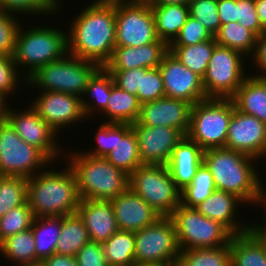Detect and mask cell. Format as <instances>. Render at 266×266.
<instances>
[{
  "label": "cell",
  "instance_id": "6da1fadb",
  "mask_svg": "<svg viewBox=\"0 0 266 266\" xmlns=\"http://www.w3.org/2000/svg\"><path fill=\"white\" fill-rule=\"evenodd\" d=\"M78 14L66 31L68 53L104 67L116 46L115 0H96Z\"/></svg>",
  "mask_w": 266,
  "mask_h": 266
},
{
  "label": "cell",
  "instance_id": "7a4b0ae2",
  "mask_svg": "<svg viewBox=\"0 0 266 266\" xmlns=\"http://www.w3.org/2000/svg\"><path fill=\"white\" fill-rule=\"evenodd\" d=\"M66 166L61 172L44 168L27 178V202L34 217H63L77 213L81 199L76 177L71 167Z\"/></svg>",
  "mask_w": 266,
  "mask_h": 266
},
{
  "label": "cell",
  "instance_id": "3957f363",
  "mask_svg": "<svg viewBox=\"0 0 266 266\" xmlns=\"http://www.w3.org/2000/svg\"><path fill=\"white\" fill-rule=\"evenodd\" d=\"M258 160L228 148L204 150L203 163L213 176L216 190L232 193L244 204L257 205L260 175L254 167Z\"/></svg>",
  "mask_w": 266,
  "mask_h": 266
},
{
  "label": "cell",
  "instance_id": "277c9868",
  "mask_svg": "<svg viewBox=\"0 0 266 266\" xmlns=\"http://www.w3.org/2000/svg\"><path fill=\"white\" fill-rule=\"evenodd\" d=\"M66 158L75 174L80 199L112 200L129 188V175L104 157L70 150Z\"/></svg>",
  "mask_w": 266,
  "mask_h": 266
},
{
  "label": "cell",
  "instance_id": "5b68a950",
  "mask_svg": "<svg viewBox=\"0 0 266 266\" xmlns=\"http://www.w3.org/2000/svg\"><path fill=\"white\" fill-rule=\"evenodd\" d=\"M22 27L21 24L12 57L18 70L25 65L24 81L40 66L68 54V33L56 29V26H37L27 30Z\"/></svg>",
  "mask_w": 266,
  "mask_h": 266
},
{
  "label": "cell",
  "instance_id": "8992f818",
  "mask_svg": "<svg viewBox=\"0 0 266 266\" xmlns=\"http://www.w3.org/2000/svg\"><path fill=\"white\" fill-rule=\"evenodd\" d=\"M99 68L95 62L68 53L59 60L40 66L25 82L42 89L40 91L63 92L84 98L88 82Z\"/></svg>",
  "mask_w": 266,
  "mask_h": 266
},
{
  "label": "cell",
  "instance_id": "52a82bcc",
  "mask_svg": "<svg viewBox=\"0 0 266 266\" xmlns=\"http://www.w3.org/2000/svg\"><path fill=\"white\" fill-rule=\"evenodd\" d=\"M234 109L231 99L207 98L195 103L186 136L203 150L224 148Z\"/></svg>",
  "mask_w": 266,
  "mask_h": 266
},
{
  "label": "cell",
  "instance_id": "ba28073f",
  "mask_svg": "<svg viewBox=\"0 0 266 266\" xmlns=\"http://www.w3.org/2000/svg\"><path fill=\"white\" fill-rule=\"evenodd\" d=\"M129 188L161 217H170L180 204L181 191L164 165H140L129 175Z\"/></svg>",
  "mask_w": 266,
  "mask_h": 266
},
{
  "label": "cell",
  "instance_id": "9c48e42d",
  "mask_svg": "<svg viewBox=\"0 0 266 266\" xmlns=\"http://www.w3.org/2000/svg\"><path fill=\"white\" fill-rule=\"evenodd\" d=\"M170 218L175 225L180 250L224 246L233 236L220 222L182 204H179Z\"/></svg>",
  "mask_w": 266,
  "mask_h": 266
},
{
  "label": "cell",
  "instance_id": "30bf717a",
  "mask_svg": "<svg viewBox=\"0 0 266 266\" xmlns=\"http://www.w3.org/2000/svg\"><path fill=\"white\" fill-rule=\"evenodd\" d=\"M50 164L39 149L21 139L7 120L0 121V176L30 178Z\"/></svg>",
  "mask_w": 266,
  "mask_h": 266
},
{
  "label": "cell",
  "instance_id": "8fae6325",
  "mask_svg": "<svg viewBox=\"0 0 266 266\" xmlns=\"http://www.w3.org/2000/svg\"><path fill=\"white\" fill-rule=\"evenodd\" d=\"M242 53L215 45L202 83L207 98L231 99L246 75Z\"/></svg>",
  "mask_w": 266,
  "mask_h": 266
},
{
  "label": "cell",
  "instance_id": "7c38bea8",
  "mask_svg": "<svg viewBox=\"0 0 266 266\" xmlns=\"http://www.w3.org/2000/svg\"><path fill=\"white\" fill-rule=\"evenodd\" d=\"M180 248L175 225L161 217L153 225L135 232V262L176 266Z\"/></svg>",
  "mask_w": 266,
  "mask_h": 266
},
{
  "label": "cell",
  "instance_id": "4fadbf2b",
  "mask_svg": "<svg viewBox=\"0 0 266 266\" xmlns=\"http://www.w3.org/2000/svg\"><path fill=\"white\" fill-rule=\"evenodd\" d=\"M116 46L139 47L160 40L149 3L115 0Z\"/></svg>",
  "mask_w": 266,
  "mask_h": 266
},
{
  "label": "cell",
  "instance_id": "5bb4252c",
  "mask_svg": "<svg viewBox=\"0 0 266 266\" xmlns=\"http://www.w3.org/2000/svg\"><path fill=\"white\" fill-rule=\"evenodd\" d=\"M6 120L22 140L39 149L52 163L59 158L62 149L55 139L58 133L31 106L23 111H15V108L12 110L10 107Z\"/></svg>",
  "mask_w": 266,
  "mask_h": 266
},
{
  "label": "cell",
  "instance_id": "9a60e30c",
  "mask_svg": "<svg viewBox=\"0 0 266 266\" xmlns=\"http://www.w3.org/2000/svg\"><path fill=\"white\" fill-rule=\"evenodd\" d=\"M39 94L31 107L57 133L86 118L81 97L56 91H41Z\"/></svg>",
  "mask_w": 266,
  "mask_h": 266
},
{
  "label": "cell",
  "instance_id": "2e32d148",
  "mask_svg": "<svg viewBox=\"0 0 266 266\" xmlns=\"http://www.w3.org/2000/svg\"><path fill=\"white\" fill-rule=\"evenodd\" d=\"M225 148L257 160L266 157V124L234 109L229 121Z\"/></svg>",
  "mask_w": 266,
  "mask_h": 266
},
{
  "label": "cell",
  "instance_id": "e0dca14e",
  "mask_svg": "<svg viewBox=\"0 0 266 266\" xmlns=\"http://www.w3.org/2000/svg\"><path fill=\"white\" fill-rule=\"evenodd\" d=\"M159 69L164 83L165 97L181 99L192 105L207 99L202 78L186 68L169 51L164 55Z\"/></svg>",
  "mask_w": 266,
  "mask_h": 266
},
{
  "label": "cell",
  "instance_id": "ac0fdd59",
  "mask_svg": "<svg viewBox=\"0 0 266 266\" xmlns=\"http://www.w3.org/2000/svg\"><path fill=\"white\" fill-rule=\"evenodd\" d=\"M131 126L138 139L142 164L167 166L173 149L184 137L179 130L166 126H148L137 121Z\"/></svg>",
  "mask_w": 266,
  "mask_h": 266
},
{
  "label": "cell",
  "instance_id": "d6986e66",
  "mask_svg": "<svg viewBox=\"0 0 266 266\" xmlns=\"http://www.w3.org/2000/svg\"><path fill=\"white\" fill-rule=\"evenodd\" d=\"M192 104L169 97L141 104L137 119L139 124L166 126L179 130L186 136L191 118Z\"/></svg>",
  "mask_w": 266,
  "mask_h": 266
},
{
  "label": "cell",
  "instance_id": "ffe728a7",
  "mask_svg": "<svg viewBox=\"0 0 266 266\" xmlns=\"http://www.w3.org/2000/svg\"><path fill=\"white\" fill-rule=\"evenodd\" d=\"M118 229L137 232L153 225L161 216L130 188L110 200Z\"/></svg>",
  "mask_w": 266,
  "mask_h": 266
},
{
  "label": "cell",
  "instance_id": "44dd1931",
  "mask_svg": "<svg viewBox=\"0 0 266 266\" xmlns=\"http://www.w3.org/2000/svg\"><path fill=\"white\" fill-rule=\"evenodd\" d=\"M168 51L169 46L161 40L139 47L115 46L104 68L106 70H128L159 67Z\"/></svg>",
  "mask_w": 266,
  "mask_h": 266
},
{
  "label": "cell",
  "instance_id": "7402d4cb",
  "mask_svg": "<svg viewBox=\"0 0 266 266\" xmlns=\"http://www.w3.org/2000/svg\"><path fill=\"white\" fill-rule=\"evenodd\" d=\"M77 213L83 219L90 241L102 244L119 230L110 200L81 199Z\"/></svg>",
  "mask_w": 266,
  "mask_h": 266
},
{
  "label": "cell",
  "instance_id": "603a6c76",
  "mask_svg": "<svg viewBox=\"0 0 266 266\" xmlns=\"http://www.w3.org/2000/svg\"><path fill=\"white\" fill-rule=\"evenodd\" d=\"M204 150L195 142L184 136L173 149L167 164L176 187L181 191L188 186L203 163Z\"/></svg>",
  "mask_w": 266,
  "mask_h": 266
},
{
  "label": "cell",
  "instance_id": "cb8c5ba5",
  "mask_svg": "<svg viewBox=\"0 0 266 266\" xmlns=\"http://www.w3.org/2000/svg\"><path fill=\"white\" fill-rule=\"evenodd\" d=\"M239 203L243 205L244 202L234 194L215 190L206 200L197 205L195 209L205 217L220 222L233 235H236L247 232L250 225L249 223L242 225L238 220H235Z\"/></svg>",
  "mask_w": 266,
  "mask_h": 266
},
{
  "label": "cell",
  "instance_id": "d4e9b609",
  "mask_svg": "<svg viewBox=\"0 0 266 266\" xmlns=\"http://www.w3.org/2000/svg\"><path fill=\"white\" fill-rule=\"evenodd\" d=\"M105 158L128 175L142 165L138 139L131 124L114 123L112 151Z\"/></svg>",
  "mask_w": 266,
  "mask_h": 266
},
{
  "label": "cell",
  "instance_id": "484cf974",
  "mask_svg": "<svg viewBox=\"0 0 266 266\" xmlns=\"http://www.w3.org/2000/svg\"><path fill=\"white\" fill-rule=\"evenodd\" d=\"M247 76L231 100L235 109L266 124V77Z\"/></svg>",
  "mask_w": 266,
  "mask_h": 266
},
{
  "label": "cell",
  "instance_id": "4316f807",
  "mask_svg": "<svg viewBox=\"0 0 266 266\" xmlns=\"http://www.w3.org/2000/svg\"><path fill=\"white\" fill-rule=\"evenodd\" d=\"M155 19L156 33L168 46L178 36L190 16L188 4H150Z\"/></svg>",
  "mask_w": 266,
  "mask_h": 266
},
{
  "label": "cell",
  "instance_id": "83f0119b",
  "mask_svg": "<svg viewBox=\"0 0 266 266\" xmlns=\"http://www.w3.org/2000/svg\"><path fill=\"white\" fill-rule=\"evenodd\" d=\"M62 216L35 217L32 233L35 241L36 263L56 253V244L61 234Z\"/></svg>",
  "mask_w": 266,
  "mask_h": 266
},
{
  "label": "cell",
  "instance_id": "f1b7e54d",
  "mask_svg": "<svg viewBox=\"0 0 266 266\" xmlns=\"http://www.w3.org/2000/svg\"><path fill=\"white\" fill-rule=\"evenodd\" d=\"M140 108L141 103L136 95L122 90L114 83L102 114L106 116V122L133 124L138 119Z\"/></svg>",
  "mask_w": 266,
  "mask_h": 266
},
{
  "label": "cell",
  "instance_id": "f546056e",
  "mask_svg": "<svg viewBox=\"0 0 266 266\" xmlns=\"http://www.w3.org/2000/svg\"><path fill=\"white\" fill-rule=\"evenodd\" d=\"M229 246L232 266H266L264 248L249 231L233 235Z\"/></svg>",
  "mask_w": 266,
  "mask_h": 266
},
{
  "label": "cell",
  "instance_id": "4dcf8cb0",
  "mask_svg": "<svg viewBox=\"0 0 266 266\" xmlns=\"http://www.w3.org/2000/svg\"><path fill=\"white\" fill-rule=\"evenodd\" d=\"M89 241L87 229L78 213L62 217L61 234L56 244L57 254L76 256Z\"/></svg>",
  "mask_w": 266,
  "mask_h": 266
},
{
  "label": "cell",
  "instance_id": "1f68e13d",
  "mask_svg": "<svg viewBox=\"0 0 266 266\" xmlns=\"http://www.w3.org/2000/svg\"><path fill=\"white\" fill-rule=\"evenodd\" d=\"M113 84L114 79L112 74L109 73L104 67H100L93 74L83 94L85 98L86 96L90 97V99L93 100V104L92 101L90 104V102L82 98V107L86 117L91 118L89 115L94 114V111H97V113L99 112L101 114L106 109Z\"/></svg>",
  "mask_w": 266,
  "mask_h": 266
},
{
  "label": "cell",
  "instance_id": "d6a6232c",
  "mask_svg": "<svg viewBox=\"0 0 266 266\" xmlns=\"http://www.w3.org/2000/svg\"><path fill=\"white\" fill-rule=\"evenodd\" d=\"M216 44L215 38L213 37L210 40L197 44L169 46V52L186 68L203 78Z\"/></svg>",
  "mask_w": 266,
  "mask_h": 266
},
{
  "label": "cell",
  "instance_id": "836d02e7",
  "mask_svg": "<svg viewBox=\"0 0 266 266\" xmlns=\"http://www.w3.org/2000/svg\"><path fill=\"white\" fill-rule=\"evenodd\" d=\"M214 38L218 45L236 50L245 57L253 55L257 42V36L237 21L222 24Z\"/></svg>",
  "mask_w": 266,
  "mask_h": 266
},
{
  "label": "cell",
  "instance_id": "e575fe53",
  "mask_svg": "<svg viewBox=\"0 0 266 266\" xmlns=\"http://www.w3.org/2000/svg\"><path fill=\"white\" fill-rule=\"evenodd\" d=\"M102 246L109 266H131L135 263V232L118 230Z\"/></svg>",
  "mask_w": 266,
  "mask_h": 266
},
{
  "label": "cell",
  "instance_id": "d590c367",
  "mask_svg": "<svg viewBox=\"0 0 266 266\" xmlns=\"http://www.w3.org/2000/svg\"><path fill=\"white\" fill-rule=\"evenodd\" d=\"M0 252L14 265L36 263L35 241L32 229L19 232L0 243Z\"/></svg>",
  "mask_w": 266,
  "mask_h": 266
},
{
  "label": "cell",
  "instance_id": "8d00e7d4",
  "mask_svg": "<svg viewBox=\"0 0 266 266\" xmlns=\"http://www.w3.org/2000/svg\"><path fill=\"white\" fill-rule=\"evenodd\" d=\"M230 263L229 243L215 248L180 250L176 266H227Z\"/></svg>",
  "mask_w": 266,
  "mask_h": 266
},
{
  "label": "cell",
  "instance_id": "74e56055",
  "mask_svg": "<svg viewBox=\"0 0 266 266\" xmlns=\"http://www.w3.org/2000/svg\"><path fill=\"white\" fill-rule=\"evenodd\" d=\"M216 185L207 166L202 163L191 183L180 192V204L195 208L206 200L214 191Z\"/></svg>",
  "mask_w": 266,
  "mask_h": 266
},
{
  "label": "cell",
  "instance_id": "f35d334b",
  "mask_svg": "<svg viewBox=\"0 0 266 266\" xmlns=\"http://www.w3.org/2000/svg\"><path fill=\"white\" fill-rule=\"evenodd\" d=\"M27 202V178L0 176V217Z\"/></svg>",
  "mask_w": 266,
  "mask_h": 266
},
{
  "label": "cell",
  "instance_id": "ab89813d",
  "mask_svg": "<svg viewBox=\"0 0 266 266\" xmlns=\"http://www.w3.org/2000/svg\"><path fill=\"white\" fill-rule=\"evenodd\" d=\"M34 218L28 202L0 217V243L10 236L30 229Z\"/></svg>",
  "mask_w": 266,
  "mask_h": 266
},
{
  "label": "cell",
  "instance_id": "60d3db41",
  "mask_svg": "<svg viewBox=\"0 0 266 266\" xmlns=\"http://www.w3.org/2000/svg\"><path fill=\"white\" fill-rule=\"evenodd\" d=\"M136 96L141 104L165 97L164 83L159 67L141 68V82Z\"/></svg>",
  "mask_w": 266,
  "mask_h": 266
},
{
  "label": "cell",
  "instance_id": "b9f144b4",
  "mask_svg": "<svg viewBox=\"0 0 266 266\" xmlns=\"http://www.w3.org/2000/svg\"><path fill=\"white\" fill-rule=\"evenodd\" d=\"M0 10L18 15H51L57 12L58 3L55 0H0Z\"/></svg>",
  "mask_w": 266,
  "mask_h": 266
},
{
  "label": "cell",
  "instance_id": "7bdbcfd3",
  "mask_svg": "<svg viewBox=\"0 0 266 266\" xmlns=\"http://www.w3.org/2000/svg\"><path fill=\"white\" fill-rule=\"evenodd\" d=\"M188 6L190 16L197 19L214 37L221 26L217 0H190Z\"/></svg>",
  "mask_w": 266,
  "mask_h": 266
},
{
  "label": "cell",
  "instance_id": "ee69618b",
  "mask_svg": "<svg viewBox=\"0 0 266 266\" xmlns=\"http://www.w3.org/2000/svg\"><path fill=\"white\" fill-rule=\"evenodd\" d=\"M15 14L0 10V54L12 56L20 28Z\"/></svg>",
  "mask_w": 266,
  "mask_h": 266
},
{
  "label": "cell",
  "instance_id": "f6af8a7d",
  "mask_svg": "<svg viewBox=\"0 0 266 266\" xmlns=\"http://www.w3.org/2000/svg\"><path fill=\"white\" fill-rule=\"evenodd\" d=\"M212 38L213 36L197 19L189 16L178 36L169 46H187L201 43Z\"/></svg>",
  "mask_w": 266,
  "mask_h": 266
},
{
  "label": "cell",
  "instance_id": "bcb514c9",
  "mask_svg": "<svg viewBox=\"0 0 266 266\" xmlns=\"http://www.w3.org/2000/svg\"><path fill=\"white\" fill-rule=\"evenodd\" d=\"M236 18L237 22L252 31L257 37L265 32L256 12L255 0H236Z\"/></svg>",
  "mask_w": 266,
  "mask_h": 266
},
{
  "label": "cell",
  "instance_id": "7dc6e473",
  "mask_svg": "<svg viewBox=\"0 0 266 266\" xmlns=\"http://www.w3.org/2000/svg\"><path fill=\"white\" fill-rule=\"evenodd\" d=\"M17 65L12 56L0 54V91L8 98L19 87Z\"/></svg>",
  "mask_w": 266,
  "mask_h": 266
},
{
  "label": "cell",
  "instance_id": "c3c4849f",
  "mask_svg": "<svg viewBox=\"0 0 266 266\" xmlns=\"http://www.w3.org/2000/svg\"><path fill=\"white\" fill-rule=\"evenodd\" d=\"M95 140L97 142L94 149L83 153L96 157H106L111 151L114 143V123L104 122L99 126ZM88 152V153H87Z\"/></svg>",
  "mask_w": 266,
  "mask_h": 266
},
{
  "label": "cell",
  "instance_id": "681fc988",
  "mask_svg": "<svg viewBox=\"0 0 266 266\" xmlns=\"http://www.w3.org/2000/svg\"><path fill=\"white\" fill-rule=\"evenodd\" d=\"M79 266H109L101 243L89 241L76 254Z\"/></svg>",
  "mask_w": 266,
  "mask_h": 266
},
{
  "label": "cell",
  "instance_id": "f907efd6",
  "mask_svg": "<svg viewBox=\"0 0 266 266\" xmlns=\"http://www.w3.org/2000/svg\"><path fill=\"white\" fill-rule=\"evenodd\" d=\"M107 71L112 74L115 85L128 93L137 95L141 82V68Z\"/></svg>",
  "mask_w": 266,
  "mask_h": 266
},
{
  "label": "cell",
  "instance_id": "816d5d0a",
  "mask_svg": "<svg viewBox=\"0 0 266 266\" xmlns=\"http://www.w3.org/2000/svg\"><path fill=\"white\" fill-rule=\"evenodd\" d=\"M251 57L255 60L254 64L257 63L256 68L258 67L260 69L259 75L256 73L254 76L266 77V31L257 37L255 50Z\"/></svg>",
  "mask_w": 266,
  "mask_h": 266
},
{
  "label": "cell",
  "instance_id": "f5cc1de1",
  "mask_svg": "<svg viewBox=\"0 0 266 266\" xmlns=\"http://www.w3.org/2000/svg\"><path fill=\"white\" fill-rule=\"evenodd\" d=\"M217 8L221 25L237 21L236 0H217Z\"/></svg>",
  "mask_w": 266,
  "mask_h": 266
},
{
  "label": "cell",
  "instance_id": "db71d44e",
  "mask_svg": "<svg viewBox=\"0 0 266 266\" xmlns=\"http://www.w3.org/2000/svg\"><path fill=\"white\" fill-rule=\"evenodd\" d=\"M42 263L44 266H79L76 256H67L57 253L46 258Z\"/></svg>",
  "mask_w": 266,
  "mask_h": 266
},
{
  "label": "cell",
  "instance_id": "11a10c76",
  "mask_svg": "<svg viewBox=\"0 0 266 266\" xmlns=\"http://www.w3.org/2000/svg\"><path fill=\"white\" fill-rule=\"evenodd\" d=\"M248 231L260 242L266 254V225L250 224Z\"/></svg>",
  "mask_w": 266,
  "mask_h": 266
},
{
  "label": "cell",
  "instance_id": "9f6ffc18",
  "mask_svg": "<svg viewBox=\"0 0 266 266\" xmlns=\"http://www.w3.org/2000/svg\"><path fill=\"white\" fill-rule=\"evenodd\" d=\"M255 7L261 27L266 31V0H255Z\"/></svg>",
  "mask_w": 266,
  "mask_h": 266
},
{
  "label": "cell",
  "instance_id": "6f0895ef",
  "mask_svg": "<svg viewBox=\"0 0 266 266\" xmlns=\"http://www.w3.org/2000/svg\"><path fill=\"white\" fill-rule=\"evenodd\" d=\"M7 96L0 91V121L6 120L8 114L9 105H6Z\"/></svg>",
  "mask_w": 266,
  "mask_h": 266
},
{
  "label": "cell",
  "instance_id": "680465c9",
  "mask_svg": "<svg viewBox=\"0 0 266 266\" xmlns=\"http://www.w3.org/2000/svg\"><path fill=\"white\" fill-rule=\"evenodd\" d=\"M190 0H152L150 4H188Z\"/></svg>",
  "mask_w": 266,
  "mask_h": 266
},
{
  "label": "cell",
  "instance_id": "91938a15",
  "mask_svg": "<svg viewBox=\"0 0 266 266\" xmlns=\"http://www.w3.org/2000/svg\"><path fill=\"white\" fill-rule=\"evenodd\" d=\"M265 190L266 189L263 188L262 181L259 180V197H258L257 203L258 204L260 203L259 205H262V206L265 205V207H266V191Z\"/></svg>",
  "mask_w": 266,
  "mask_h": 266
},
{
  "label": "cell",
  "instance_id": "94428289",
  "mask_svg": "<svg viewBox=\"0 0 266 266\" xmlns=\"http://www.w3.org/2000/svg\"><path fill=\"white\" fill-rule=\"evenodd\" d=\"M131 266H167L162 264H152V263H134Z\"/></svg>",
  "mask_w": 266,
  "mask_h": 266
},
{
  "label": "cell",
  "instance_id": "6125c7cd",
  "mask_svg": "<svg viewBox=\"0 0 266 266\" xmlns=\"http://www.w3.org/2000/svg\"><path fill=\"white\" fill-rule=\"evenodd\" d=\"M123 2H128V3H151L152 0H121Z\"/></svg>",
  "mask_w": 266,
  "mask_h": 266
},
{
  "label": "cell",
  "instance_id": "be15d7a7",
  "mask_svg": "<svg viewBox=\"0 0 266 266\" xmlns=\"http://www.w3.org/2000/svg\"><path fill=\"white\" fill-rule=\"evenodd\" d=\"M22 266H44V264L42 262H38V263H33V264H28V265H22Z\"/></svg>",
  "mask_w": 266,
  "mask_h": 266
},
{
  "label": "cell",
  "instance_id": "e7e4bbea",
  "mask_svg": "<svg viewBox=\"0 0 266 266\" xmlns=\"http://www.w3.org/2000/svg\"><path fill=\"white\" fill-rule=\"evenodd\" d=\"M55 1L58 3V12H59V8H60V5H61L60 4L61 2H59V0H55Z\"/></svg>",
  "mask_w": 266,
  "mask_h": 266
}]
</instances>
